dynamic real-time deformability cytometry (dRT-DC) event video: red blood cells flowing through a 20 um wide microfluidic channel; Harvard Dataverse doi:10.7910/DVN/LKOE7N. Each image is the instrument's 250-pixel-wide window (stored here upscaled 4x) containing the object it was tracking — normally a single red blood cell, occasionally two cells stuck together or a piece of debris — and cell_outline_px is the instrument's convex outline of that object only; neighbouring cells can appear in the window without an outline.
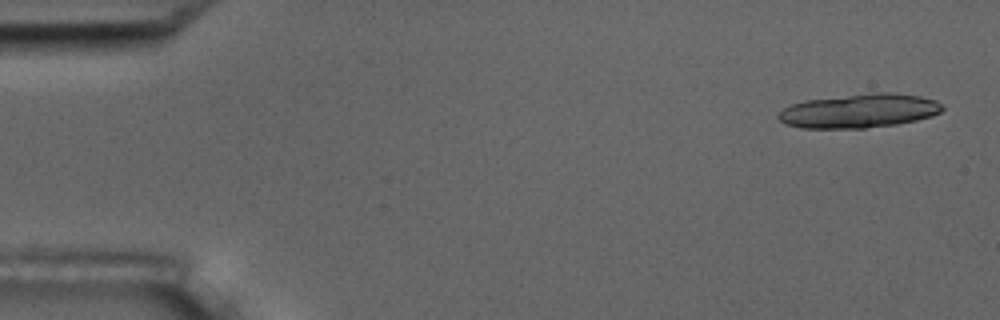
{"species": "common noctule bat (a hibernating species)", "species_latin": "Nyctalus noctula", "temperature_condition": "room temperature", "stored_images_in_passage": 4, "camera_frame_rate_fps": 3000, "um_per_image_px": 0.085, "animal": {"sex": "male", "body_mass_g": 17.5, "forearm_length_mm": 52.3}, "frame": {"image": 1, "passage_image": 1, "time_ms": 0.0, "image_size_px": [1000, 320], "cell_outline_px": [[944, 108], [940, 112], [932, 116], [916, 120], [896, 124], [864, 128], [800, 128], [784, 124], [776, 116], [784, 108], [792, 104], [804, 100], [876, 92], [892, 92], [920, 96], [936, 100], [944, 104]], "centroid_in_image_um": [73.05, 9.42], "position_along_channel_um": 12.0, "area_um2": 32.6}}